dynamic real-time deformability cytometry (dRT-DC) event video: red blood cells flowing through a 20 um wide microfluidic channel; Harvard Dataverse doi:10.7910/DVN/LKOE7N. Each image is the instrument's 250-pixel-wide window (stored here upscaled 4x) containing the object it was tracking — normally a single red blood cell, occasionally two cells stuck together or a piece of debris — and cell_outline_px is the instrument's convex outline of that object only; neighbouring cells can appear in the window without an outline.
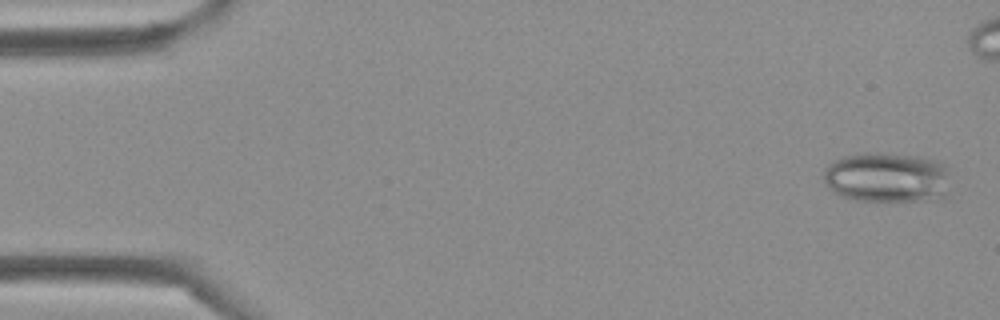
{"species": "Egyptian fruit bat (a non-hibernating species)", "species_latin": "Rousettus aegyptiacus", "temperature_condition": "cold", "stored_images_in_passage": 38, "camera_frame_rate_fps": 3000, "um_per_image_px": 0.085, "frame": {"image": 1, "passage_image": 2, "time_ms": 0.333, "image_size_px": [1000, 320], "cell_outline_px": [[948, 196], [944, 200], [856, 200], [840, 196], [832, 192], [828, 188], [824, 180], [824, 172], [828, 164], [832, 160], [844, 156], [860, 152], [884, 152], [920, 156], [940, 160], [948, 168]], "centroid_in_image_um": [75.43, 15.06], "position_along_channel_um": 9.6, "area_um2": 38.03}}
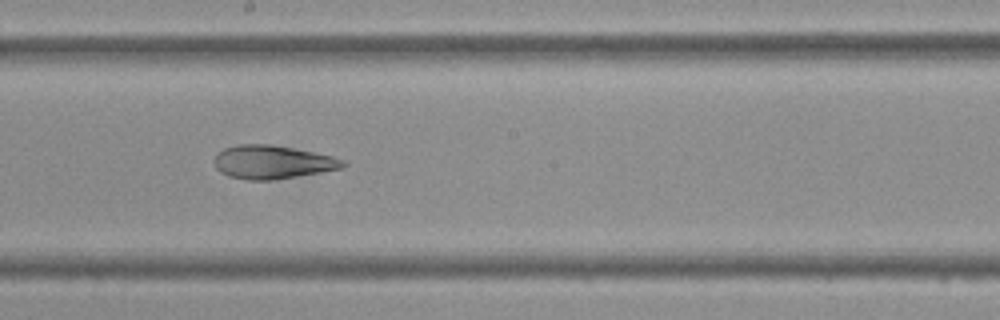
{"frame": {"image": 2, "passage_image": 24, "time_ms": 7.667, "image_size_px": [1000, 320], "cell_outline_px": [[348, 164], [340, 168], [320, 172], [272, 180], [248, 180], [228, 176], [220, 172], [216, 168], [212, 160], [216, 152], [224, 148], [240, 144], [268, 144], [292, 148], [332, 156], [344, 160]], "centroid_in_image_um": [23.09, 13.77], "position_along_channel_um": 225.1, "area_um2": 25.03}}
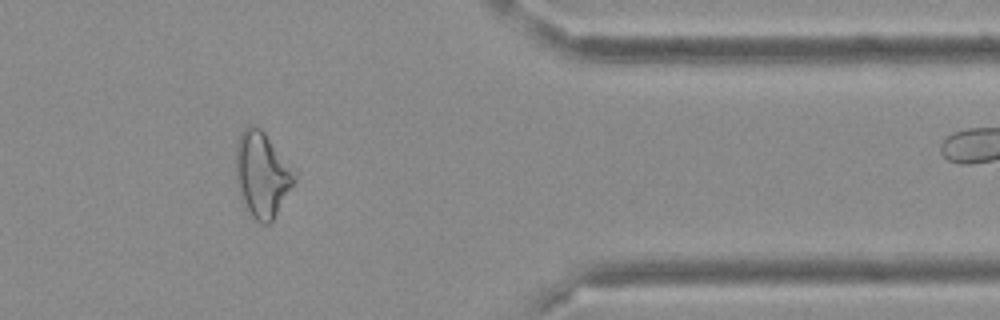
{"frame": {"image": 3, "passage_image": 36, "time_ms": 11.667, "image_size_px": [1000, 320], "cell_outline_px": [[296, 180], [272, 220], [268, 224], [260, 224], [252, 216], [240, 196], [236, 184], [236, 144], [240, 132], [248, 124], [256, 124], [264, 132], [296, 176]], "centroid_in_image_um": [22.22, 14.81], "position_along_channel_um": 389.2, "area_um2": 28.55}}